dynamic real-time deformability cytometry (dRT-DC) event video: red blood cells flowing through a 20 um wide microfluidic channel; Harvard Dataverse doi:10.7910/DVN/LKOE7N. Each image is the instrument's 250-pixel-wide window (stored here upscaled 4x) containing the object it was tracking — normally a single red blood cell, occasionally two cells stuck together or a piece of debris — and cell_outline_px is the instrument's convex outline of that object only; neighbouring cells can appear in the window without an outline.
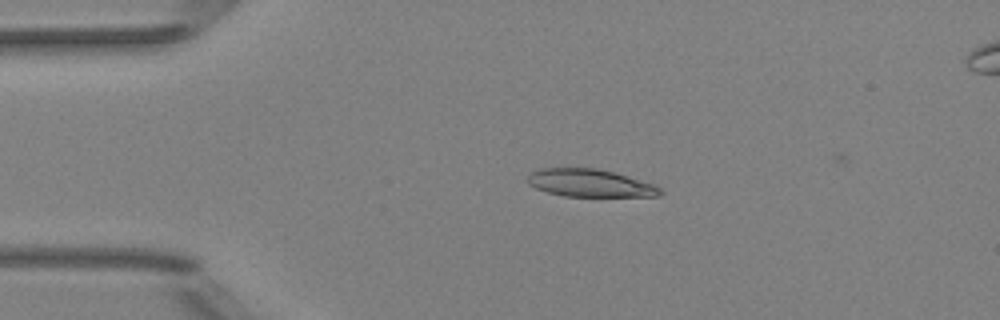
{"species": "Egyptian fruit bat (a non-hibernating species)", "species_latin": "Rousettus aegyptiacus", "temperature_condition": "room temperature", "stored_images_in_passage": 5, "camera_frame_rate_fps": 3000, "um_per_image_px": 0.085, "animal": {"sex": "female"}, "frame": {"image": 1, "passage_image": 3, "time_ms": 3.0, "image_size_px": [1000, 320], "cell_outline_px": [[664, 192], [660, 196], [564, 196], [548, 192], [536, 188], [528, 184], [528, 176], [536, 168], [596, 168], [616, 172], [652, 184], [660, 188]], "centroid_in_image_um": [50.14, 15.55], "position_along_channel_um": 34.9, "area_um2": 21.33}}
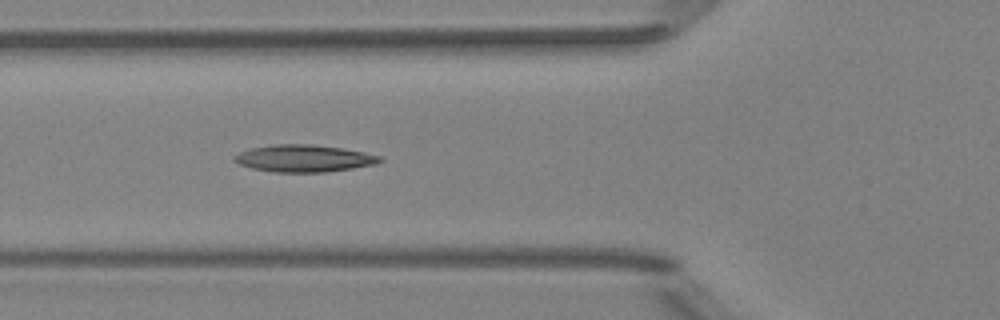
{"frame": {"image": 2, "passage_image": 5, "time_ms": 5.667, "image_size_px": [1000, 320], "cell_outline_px": [[384, 160], [376, 164], [352, 168], [324, 172], [272, 172], [252, 168], [240, 164], [232, 160], [232, 156], [240, 152], [252, 148], [272, 144], [312, 144], [340, 148], [364, 152], [380, 156]], "centroid_in_image_um": [25.81, 13.46], "position_along_channel_um": 100.0, "area_um2": 22.95}}